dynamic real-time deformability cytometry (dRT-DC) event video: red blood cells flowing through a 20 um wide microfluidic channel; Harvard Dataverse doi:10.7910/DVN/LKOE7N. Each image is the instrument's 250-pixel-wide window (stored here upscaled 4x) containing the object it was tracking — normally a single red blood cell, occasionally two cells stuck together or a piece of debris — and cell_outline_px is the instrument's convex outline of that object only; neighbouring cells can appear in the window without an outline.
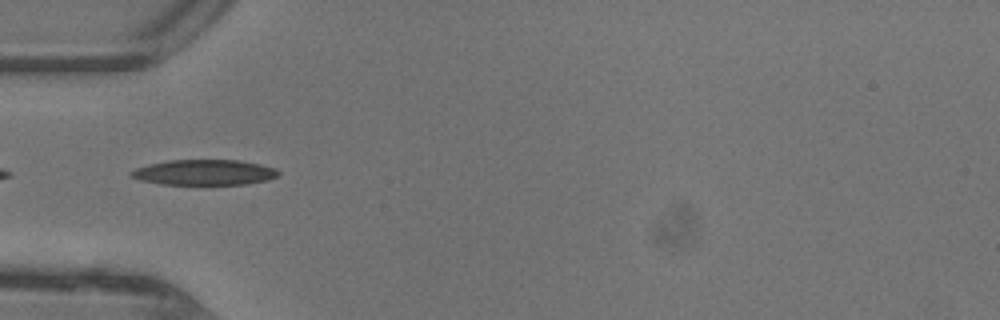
{"species": "common noctule bat (a hibernating species)", "species_latin": "Nyctalus noctula", "temperature_condition": "warm", "stored_images_in_passage": 32, "camera_frame_rate_fps": 3000, "um_per_image_px": 0.085, "animal": {"sex": "female"}, "frame": {"image": 1, "passage_image": 1, "time_ms": 0.0, "image_size_px": [1000, 320], "cell_outline_px": [[280, 176], [268, 180], [244, 184], [160, 184], [140, 180], [132, 176], [128, 172], [136, 168], [148, 164], [168, 160], [240, 160], [260, 164], [276, 168], [280, 172]], "centroid_in_image_um": [17.39, 14.65], "position_along_channel_um": 67.6, "area_um2": 21.91}}
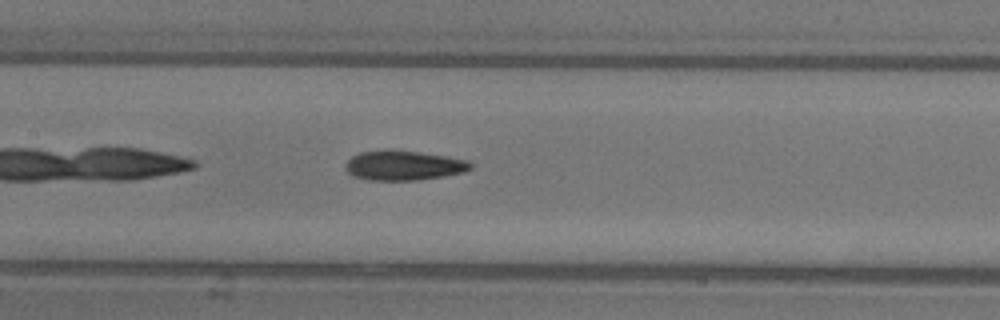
{"frame": {"image": 2, "passage_image": 8, "time_ms": 2.333, "image_size_px": [1000, 320], "cell_outline_px": [[472, 168], [464, 172], [444, 176], [420, 180], [368, 180], [352, 176], [344, 168], [344, 164], [352, 156], [360, 152], [420, 152], [468, 160], [472, 164]], "centroid_in_image_um": [34.32, 14.1], "position_along_channel_um": 173.1, "area_um2": 21.15}}
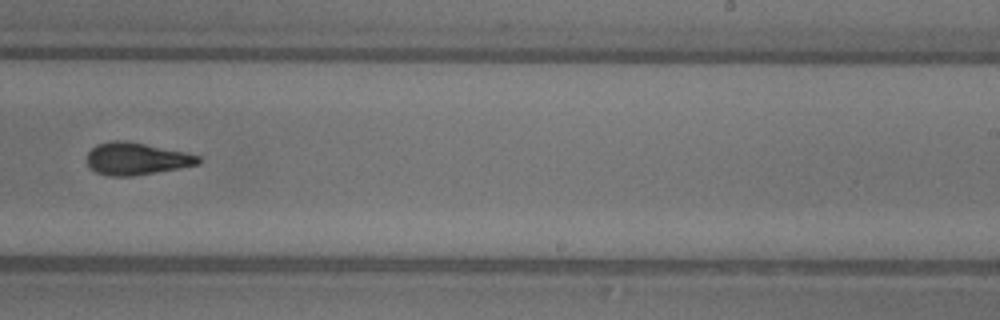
{"frame": {"image": 3, "passage_image": 15, "time_ms": 4.667, "image_size_px": [1000, 320], "cell_outline_px": [[200, 164], [132, 176], [108, 176], [96, 172], [88, 168], [88, 152], [96, 144], [112, 140], [128, 140], [184, 152], [200, 156]], "centroid_in_image_um": [11.56, 13.48], "position_along_channel_um": 277.4, "area_um2": 20.92}, "authors_computed_cell_mechanics": {"area_um2": 20.8947, "velocity_mm_per_s": 4.4832, "shape_relaxation_time_tau1_ms": 4.5722, "shape_relaxation_time_tau2_ms": 1.8357, "deformation_change_tau1": 0.1918, "deformation_change_tau2": 0.11}}